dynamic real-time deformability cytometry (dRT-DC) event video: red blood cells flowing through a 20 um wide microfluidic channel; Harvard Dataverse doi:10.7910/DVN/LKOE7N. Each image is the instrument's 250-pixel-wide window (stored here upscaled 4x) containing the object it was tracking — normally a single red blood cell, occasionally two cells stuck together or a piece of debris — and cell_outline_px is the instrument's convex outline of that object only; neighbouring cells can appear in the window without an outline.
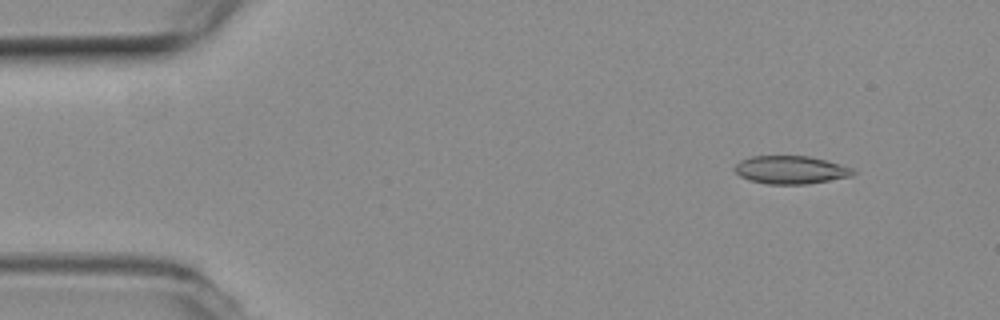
{"species": "common noctule bat (a hibernating species)", "species_latin": "Nyctalus noctula", "temperature_condition": "room temperature", "stored_images_in_passage": 5, "camera_frame_rate_fps": 3000, "um_per_image_px": 0.085, "animal": {"sex": "female", "body_mass_g": 19.3, "forearm_length_mm": 54.1}, "frame": {"image": 1, "passage_image": 2, "time_ms": 0.333, "image_size_px": [1000, 320], "cell_outline_px": [[856, 172], [852, 176], [808, 184], [768, 184], [748, 180], [740, 176], [732, 168], [740, 160], [752, 156], [808, 156], [856, 168]], "centroid_in_image_um": [67.22, 14.44], "position_along_channel_um": 17.8, "area_um2": 19.48}}
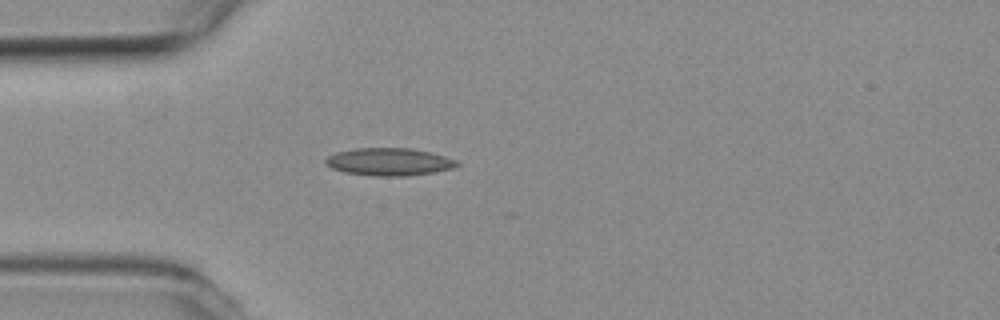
{"frame": {"image": 2, "passage_image": 5, "time_ms": 1.333, "image_size_px": [1000, 320], "cell_outline_px": [[460, 164], [452, 168], [432, 172], [408, 176], [376, 176], [344, 172], [332, 168], [324, 164], [324, 160], [328, 156], [336, 152], [356, 148], [412, 148], [432, 152], [456, 160]], "centroid_in_image_um": [33.05, 13.75], "position_along_channel_um": 51.9, "area_um2": 21.15}}